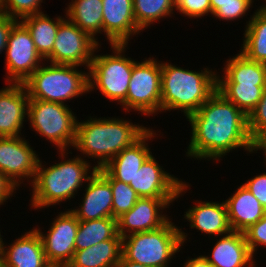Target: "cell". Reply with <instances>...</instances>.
Returning <instances> with one entry per match:
<instances>
[{
  "label": "cell",
  "mask_w": 266,
  "mask_h": 267,
  "mask_svg": "<svg viewBox=\"0 0 266 267\" xmlns=\"http://www.w3.org/2000/svg\"><path fill=\"white\" fill-rule=\"evenodd\" d=\"M262 1V0H261ZM265 3V4H264ZM262 5H260L262 8L266 9V0L263 1V3H261Z\"/></svg>",
  "instance_id": "bcb514c9"
},
{
  "label": "cell",
  "mask_w": 266,
  "mask_h": 267,
  "mask_svg": "<svg viewBox=\"0 0 266 267\" xmlns=\"http://www.w3.org/2000/svg\"><path fill=\"white\" fill-rule=\"evenodd\" d=\"M172 220L173 217L158 229L123 237L122 256L148 267H170L176 254L183 253L182 248L190 241L185 229Z\"/></svg>",
  "instance_id": "5b68a950"
},
{
  "label": "cell",
  "mask_w": 266,
  "mask_h": 267,
  "mask_svg": "<svg viewBox=\"0 0 266 267\" xmlns=\"http://www.w3.org/2000/svg\"><path fill=\"white\" fill-rule=\"evenodd\" d=\"M194 205L190 206L185 212L183 219L189 222V229H195L211 238L226 235L232 231L227 214V207L224 200L202 201L194 200Z\"/></svg>",
  "instance_id": "d6986e66"
},
{
  "label": "cell",
  "mask_w": 266,
  "mask_h": 267,
  "mask_svg": "<svg viewBox=\"0 0 266 267\" xmlns=\"http://www.w3.org/2000/svg\"><path fill=\"white\" fill-rule=\"evenodd\" d=\"M266 86L241 83H217V91L234 103L246 116L255 109Z\"/></svg>",
  "instance_id": "4dcf8cb0"
},
{
  "label": "cell",
  "mask_w": 266,
  "mask_h": 267,
  "mask_svg": "<svg viewBox=\"0 0 266 267\" xmlns=\"http://www.w3.org/2000/svg\"><path fill=\"white\" fill-rule=\"evenodd\" d=\"M66 18L89 34L99 44L103 35L102 0H71L64 9ZM100 34V35H98Z\"/></svg>",
  "instance_id": "484cf974"
},
{
  "label": "cell",
  "mask_w": 266,
  "mask_h": 267,
  "mask_svg": "<svg viewBox=\"0 0 266 267\" xmlns=\"http://www.w3.org/2000/svg\"><path fill=\"white\" fill-rule=\"evenodd\" d=\"M119 117L90 115L81 121L78 118L72 149L80 152L78 155L86 161L91 162L92 158L94 166L99 169L122 150L133 145L151 128L133 123L129 118Z\"/></svg>",
  "instance_id": "3957f363"
},
{
  "label": "cell",
  "mask_w": 266,
  "mask_h": 267,
  "mask_svg": "<svg viewBox=\"0 0 266 267\" xmlns=\"http://www.w3.org/2000/svg\"><path fill=\"white\" fill-rule=\"evenodd\" d=\"M25 137H0V171L18 189L33 183L40 159Z\"/></svg>",
  "instance_id": "4fadbf2b"
},
{
  "label": "cell",
  "mask_w": 266,
  "mask_h": 267,
  "mask_svg": "<svg viewBox=\"0 0 266 267\" xmlns=\"http://www.w3.org/2000/svg\"><path fill=\"white\" fill-rule=\"evenodd\" d=\"M101 45L97 46L88 69L89 93L98 90L109 102L120 106L126 100L136 59L125 54L130 44H109L111 54H97Z\"/></svg>",
  "instance_id": "52a82bcc"
},
{
  "label": "cell",
  "mask_w": 266,
  "mask_h": 267,
  "mask_svg": "<svg viewBox=\"0 0 266 267\" xmlns=\"http://www.w3.org/2000/svg\"><path fill=\"white\" fill-rule=\"evenodd\" d=\"M250 16L239 52L251 61L266 64V9L259 6Z\"/></svg>",
  "instance_id": "4316f807"
},
{
  "label": "cell",
  "mask_w": 266,
  "mask_h": 267,
  "mask_svg": "<svg viewBox=\"0 0 266 267\" xmlns=\"http://www.w3.org/2000/svg\"><path fill=\"white\" fill-rule=\"evenodd\" d=\"M112 238H122L118 234L116 218L79 221L75 250H83Z\"/></svg>",
  "instance_id": "f1b7e54d"
},
{
  "label": "cell",
  "mask_w": 266,
  "mask_h": 267,
  "mask_svg": "<svg viewBox=\"0 0 266 267\" xmlns=\"http://www.w3.org/2000/svg\"><path fill=\"white\" fill-rule=\"evenodd\" d=\"M254 1L257 0H229L224 3H218V9L212 14L214 19L230 22L239 21L240 18L247 16L254 7ZM235 20V21H234ZM230 21V22H229Z\"/></svg>",
  "instance_id": "836d02e7"
},
{
  "label": "cell",
  "mask_w": 266,
  "mask_h": 267,
  "mask_svg": "<svg viewBox=\"0 0 266 267\" xmlns=\"http://www.w3.org/2000/svg\"><path fill=\"white\" fill-rule=\"evenodd\" d=\"M161 59L154 56L133 64L126 100L120 105L126 114L138 112L144 117L161 113Z\"/></svg>",
  "instance_id": "9c48e42d"
},
{
  "label": "cell",
  "mask_w": 266,
  "mask_h": 267,
  "mask_svg": "<svg viewBox=\"0 0 266 267\" xmlns=\"http://www.w3.org/2000/svg\"><path fill=\"white\" fill-rule=\"evenodd\" d=\"M175 201L177 199L140 197L130 211L117 218L118 234L123 238L132 233L160 228L171 218L167 210Z\"/></svg>",
  "instance_id": "9a60e30c"
},
{
  "label": "cell",
  "mask_w": 266,
  "mask_h": 267,
  "mask_svg": "<svg viewBox=\"0 0 266 267\" xmlns=\"http://www.w3.org/2000/svg\"><path fill=\"white\" fill-rule=\"evenodd\" d=\"M122 257V238H112L76 250L66 267H114Z\"/></svg>",
  "instance_id": "d4e9b609"
},
{
  "label": "cell",
  "mask_w": 266,
  "mask_h": 267,
  "mask_svg": "<svg viewBox=\"0 0 266 267\" xmlns=\"http://www.w3.org/2000/svg\"><path fill=\"white\" fill-rule=\"evenodd\" d=\"M114 267H148L142 264H138L129 260H126L123 256L120 261Z\"/></svg>",
  "instance_id": "7bdbcfd3"
},
{
  "label": "cell",
  "mask_w": 266,
  "mask_h": 267,
  "mask_svg": "<svg viewBox=\"0 0 266 267\" xmlns=\"http://www.w3.org/2000/svg\"><path fill=\"white\" fill-rule=\"evenodd\" d=\"M133 12L137 26L145 31L161 19L175 16L176 7L174 0H133Z\"/></svg>",
  "instance_id": "f546056e"
},
{
  "label": "cell",
  "mask_w": 266,
  "mask_h": 267,
  "mask_svg": "<svg viewBox=\"0 0 266 267\" xmlns=\"http://www.w3.org/2000/svg\"><path fill=\"white\" fill-rule=\"evenodd\" d=\"M176 13L191 20L211 16L210 0H174Z\"/></svg>",
  "instance_id": "e575fe53"
},
{
  "label": "cell",
  "mask_w": 266,
  "mask_h": 267,
  "mask_svg": "<svg viewBox=\"0 0 266 267\" xmlns=\"http://www.w3.org/2000/svg\"><path fill=\"white\" fill-rule=\"evenodd\" d=\"M28 92L23 83H6L0 89V137L23 136L27 122Z\"/></svg>",
  "instance_id": "e0dca14e"
},
{
  "label": "cell",
  "mask_w": 266,
  "mask_h": 267,
  "mask_svg": "<svg viewBox=\"0 0 266 267\" xmlns=\"http://www.w3.org/2000/svg\"><path fill=\"white\" fill-rule=\"evenodd\" d=\"M163 135L161 131H156L151 127L138 141L118 153L103 168L114 179L126 184L133 183L136 172L140 170V167L152 155L149 143L153 141L152 139L156 137L158 139V137H163Z\"/></svg>",
  "instance_id": "ffe728a7"
},
{
  "label": "cell",
  "mask_w": 266,
  "mask_h": 267,
  "mask_svg": "<svg viewBox=\"0 0 266 267\" xmlns=\"http://www.w3.org/2000/svg\"><path fill=\"white\" fill-rule=\"evenodd\" d=\"M224 202L232 231L244 232L266 213V209L242 183Z\"/></svg>",
  "instance_id": "603a6c76"
},
{
  "label": "cell",
  "mask_w": 266,
  "mask_h": 267,
  "mask_svg": "<svg viewBox=\"0 0 266 267\" xmlns=\"http://www.w3.org/2000/svg\"><path fill=\"white\" fill-rule=\"evenodd\" d=\"M98 45L99 43L89 34L65 18L59 24L52 53L45 61L83 66L88 70Z\"/></svg>",
  "instance_id": "8fae6325"
},
{
  "label": "cell",
  "mask_w": 266,
  "mask_h": 267,
  "mask_svg": "<svg viewBox=\"0 0 266 267\" xmlns=\"http://www.w3.org/2000/svg\"><path fill=\"white\" fill-rule=\"evenodd\" d=\"M44 62L24 82L29 99L66 104L89 94L88 70Z\"/></svg>",
  "instance_id": "8992f818"
},
{
  "label": "cell",
  "mask_w": 266,
  "mask_h": 267,
  "mask_svg": "<svg viewBox=\"0 0 266 267\" xmlns=\"http://www.w3.org/2000/svg\"><path fill=\"white\" fill-rule=\"evenodd\" d=\"M246 243L253 257L256 258L260 247L266 248V213L258 222L244 232Z\"/></svg>",
  "instance_id": "d590c367"
},
{
  "label": "cell",
  "mask_w": 266,
  "mask_h": 267,
  "mask_svg": "<svg viewBox=\"0 0 266 267\" xmlns=\"http://www.w3.org/2000/svg\"><path fill=\"white\" fill-rule=\"evenodd\" d=\"M0 267H2V256H1V253H0Z\"/></svg>",
  "instance_id": "7dc6e473"
},
{
  "label": "cell",
  "mask_w": 266,
  "mask_h": 267,
  "mask_svg": "<svg viewBox=\"0 0 266 267\" xmlns=\"http://www.w3.org/2000/svg\"><path fill=\"white\" fill-rule=\"evenodd\" d=\"M264 168L266 167V161H263ZM244 187L252 193V195L260 202V204L266 209V171L255 175L250 179L242 183Z\"/></svg>",
  "instance_id": "74e56055"
},
{
  "label": "cell",
  "mask_w": 266,
  "mask_h": 267,
  "mask_svg": "<svg viewBox=\"0 0 266 267\" xmlns=\"http://www.w3.org/2000/svg\"><path fill=\"white\" fill-rule=\"evenodd\" d=\"M1 233H2V231L0 230V253L2 251L3 244H4L3 240L5 239V238H3V235H1Z\"/></svg>",
  "instance_id": "f6af8a7d"
},
{
  "label": "cell",
  "mask_w": 266,
  "mask_h": 267,
  "mask_svg": "<svg viewBox=\"0 0 266 267\" xmlns=\"http://www.w3.org/2000/svg\"><path fill=\"white\" fill-rule=\"evenodd\" d=\"M229 0H210L211 16L218 9V3H224Z\"/></svg>",
  "instance_id": "ee69618b"
},
{
  "label": "cell",
  "mask_w": 266,
  "mask_h": 267,
  "mask_svg": "<svg viewBox=\"0 0 266 267\" xmlns=\"http://www.w3.org/2000/svg\"><path fill=\"white\" fill-rule=\"evenodd\" d=\"M65 18V14L51 18L46 13H40L20 20L29 30L35 47L44 60L52 53L59 24Z\"/></svg>",
  "instance_id": "83f0119b"
},
{
  "label": "cell",
  "mask_w": 266,
  "mask_h": 267,
  "mask_svg": "<svg viewBox=\"0 0 266 267\" xmlns=\"http://www.w3.org/2000/svg\"><path fill=\"white\" fill-rule=\"evenodd\" d=\"M72 151L57 150L56 155H59L57 157L61 160L51 165L42 161V158L39 159L36 176L29 186V195L32 196L29 199L31 209L40 211L49 206H60L62 202H71L96 172V167L77 153L72 157Z\"/></svg>",
  "instance_id": "7a4b0ae2"
},
{
  "label": "cell",
  "mask_w": 266,
  "mask_h": 267,
  "mask_svg": "<svg viewBox=\"0 0 266 267\" xmlns=\"http://www.w3.org/2000/svg\"><path fill=\"white\" fill-rule=\"evenodd\" d=\"M28 230L11 243L4 240L2 267H53L46 258L40 235L34 228Z\"/></svg>",
  "instance_id": "44dd1931"
},
{
  "label": "cell",
  "mask_w": 266,
  "mask_h": 267,
  "mask_svg": "<svg viewBox=\"0 0 266 267\" xmlns=\"http://www.w3.org/2000/svg\"><path fill=\"white\" fill-rule=\"evenodd\" d=\"M217 238H209L216 241L211 252L203 255L213 267H256L257 258L250 252L243 232L231 231Z\"/></svg>",
  "instance_id": "7402d4cb"
},
{
  "label": "cell",
  "mask_w": 266,
  "mask_h": 267,
  "mask_svg": "<svg viewBox=\"0 0 266 267\" xmlns=\"http://www.w3.org/2000/svg\"><path fill=\"white\" fill-rule=\"evenodd\" d=\"M266 129V87L255 109L248 116V132L254 141Z\"/></svg>",
  "instance_id": "8d00e7d4"
},
{
  "label": "cell",
  "mask_w": 266,
  "mask_h": 267,
  "mask_svg": "<svg viewBox=\"0 0 266 267\" xmlns=\"http://www.w3.org/2000/svg\"><path fill=\"white\" fill-rule=\"evenodd\" d=\"M186 121L190 124V140L186 157L194 160L221 162L233 151L253 153V140L248 132V116L217 90ZM221 160V161H220ZM217 161V162H216Z\"/></svg>",
  "instance_id": "6da1fadb"
},
{
  "label": "cell",
  "mask_w": 266,
  "mask_h": 267,
  "mask_svg": "<svg viewBox=\"0 0 266 267\" xmlns=\"http://www.w3.org/2000/svg\"><path fill=\"white\" fill-rule=\"evenodd\" d=\"M189 70L161 61V113L181 111L186 118L217 90V69Z\"/></svg>",
  "instance_id": "277c9868"
},
{
  "label": "cell",
  "mask_w": 266,
  "mask_h": 267,
  "mask_svg": "<svg viewBox=\"0 0 266 267\" xmlns=\"http://www.w3.org/2000/svg\"><path fill=\"white\" fill-rule=\"evenodd\" d=\"M80 204L69 208L79 221L112 218L113 193L109 181L98 171L88 179Z\"/></svg>",
  "instance_id": "ac0fdd59"
},
{
  "label": "cell",
  "mask_w": 266,
  "mask_h": 267,
  "mask_svg": "<svg viewBox=\"0 0 266 267\" xmlns=\"http://www.w3.org/2000/svg\"><path fill=\"white\" fill-rule=\"evenodd\" d=\"M44 0H0V12L20 21L30 15L44 13Z\"/></svg>",
  "instance_id": "d6a6232c"
},
{
  "label": "cell",
  "mask_w": 266,
  "mask_h": 267,
  "mask_svg": "<svg viewBox=\"0 0 266 267\" xmlns=\"http://www.w3.org/2000/svg\"><path fill=\"white\" fill-rule=\"evenodd\" d=\"M102 16L107 44H129L143 33L135 21L133 0H102Z\"/></svg>",
  "instance_id": "2e32d148"
},
{
  "label": "cell",
  "mask_w": 266,
  "mask_h": 267,
  "mask_svg": "<svg viewBox=\"0 0 266 267\" xmlns=\"http://www.w3.org/2000/svg\"><path fill=\"white\" fill-rule=\"evenodd\" d=\"M52 219L46 232H42V227L38 224L33 228L40 235L48 262L53 267H66L76 251L75 238L79 220L69 209L66 211V208Z\"/></svg>",
  "instance_id": "7c38bea8"
},
{
  "label": "cell",
  "mask_w": 266,
  "mask_h": 267,
  "mask_svg": "<svg viewBox=\"0 0 266 267\" xmlns=\"http://www.w3.org/2000/svg\"><path fill=\"white\" fill-rule=\"evenodd\" d=\"M15 18L9 17L6 14L0 12V54L5 52L8 43V36L13 27L17 22Z\"/></svg>",
  "instance_id": "f35d334b"
},
{
  "label": "cell",
  "mask_w": 266,
  "mask_h": 267,
  "mask_svg": "<svg viewBox=\"0 0 266 267\" xmlns=\"http://www.w3.org/2000/svg\"><path fill=\"white\" fill-rule=\"evenodd\" d=\"M181 267H213L207 259L203 256V254L199 253V255L194 254V258L189 257L183 261V266Z\"/></svg>",
  "instance_id": "60d3db41"
},
{
  "label": "cell",
  "mask_w": 266,
  "mask_h": 267,
  "mask_svg": "<svg viewBox=\"0 0 266 267\" xmlns=\"http://www.w3.org/2000/svg\"><path fill=\"white\" fill-rule=\"evenodd\" d=\"M70 105L29 99L27 122L31 131L53 144L56 150L72 149L77 127V113Z\"/></svg>",
  "instance_id": "ba28073f"
},
{
  "label": "cell",
  "mask_w": 266,
  "mask_h": 267,
  "mask_svg": "<svg viewBox=\"0 0 266 267\" xmlns=\"http://www.w3.org/2000/svg\"><path fill=\"white\" fill-rule=\"evenodd\" d=\"M108 181L113 193L112 218L130 211L140 198L129 184L114 179L103 167L97 169Z\"/></svg>",
  "instance_id": "1f68e13d"
},
{
  "label": "cell",
  "mask_w": 266,
  "mask_h": 267,
  "mask_svg": "<svg viewBox=\"0 0 266 267\" xmlns=\"http://www.w3.org/2000/svg\"><path fill=\"white\" fill-rule=\"evenodd\" d=\"M152 154L134 175L132 189L144 198L177 199L191 190L189 182L183 181L163 168Z\"/></svg>",
  "instance_id": "5bb4252c"
},
{
  "label": "cell",
  "mask_w": 266,
  "mask_h": 267,
  "mask_svg": "<svg viewBox=\"0 0 266 267\" xmlns=\"http://www.w3.org/2000/svg\"><path fill=\"white\" fill-rule=\"evenodd\" d=\"M262 152L263 160L266 161V129L253 141V153Z\"/></svg>",
  "instance_id": "b9f144b4"
},
{
  "label": "cell",
  "mask_w": 266,
  "mask_h": 267,
  "mask_svg": "<svg viewBox=\"0 0 266 267\" xmlns=\"http://www.w3.org/2000/svg\"><path fill=\"white\" fill-rule=\"evenodd\" d=\"M18 189L1 171H0V207L6 205L7 200L12 201V197H16ZM14 195V196H13ZM11 197V198H10Z\"/></svg>",
  "instance_id": "ab89813d"
},
{
  "label": "cell",
  "mask_w": 266,
  "mask_h": 267,
  "mask_svg": "<svg viewBox=\"0 0 266 267\" xmlns=\"http://www.w3.org/2000/svg\"><path fill=\"white\" fill-rule=\"evenodd\" d=\"M217 71V83H241L266 86V64L251 61L241 52L230 56ZM223 72V73H221ZM221 74V75H220Z\"/></svg>",
  "instance_id": "cb8c5ba5"
},
{
  "label": "cell",
  "mask_w": 266,
  "mask_h": 267,
  "mask_svg": "<svg viewBox=\"0 0 266 267\" xmlns=\"http://www.w3.org/2000/svg\"><path fill=\"white\" fill-rule=\"evenodd\" d=\"M4 54L5 83H23L45 62L38 53L29 30L21 21L13 25Z\"/></svg>",
  "instance_id": "30bf717a"
}]
</instances>
